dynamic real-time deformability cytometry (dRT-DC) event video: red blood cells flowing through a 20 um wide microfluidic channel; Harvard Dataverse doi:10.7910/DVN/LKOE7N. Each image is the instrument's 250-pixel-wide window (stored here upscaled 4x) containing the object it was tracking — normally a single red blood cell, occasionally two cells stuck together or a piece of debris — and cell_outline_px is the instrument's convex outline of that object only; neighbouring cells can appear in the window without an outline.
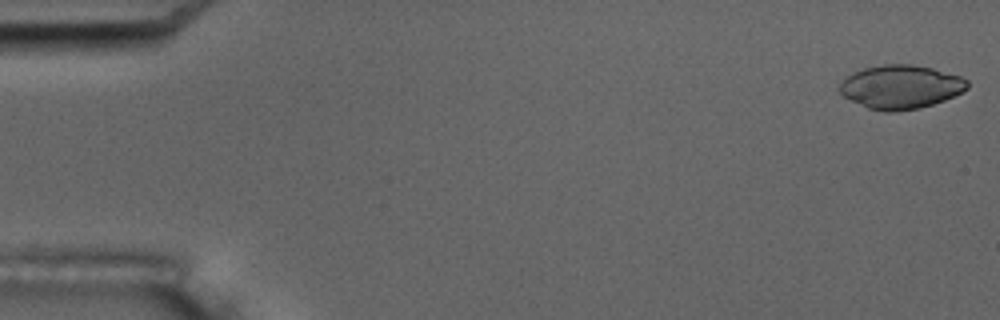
{"species": "common noctule bat (a hibernating species)", "species_latin": "Nyctalus noctula", "temperature_condition": "room temperature", "stored_images_in_passage": 6, "camera_frame_rate_fps": 3000, "um_per_image_px": 0.085, "animal": {"sex": "male", "body_mass_g": 17.5, "forearm_length_mm": 52.3}, "frame": {"image": 1, "passage_image": 1, "time_ms": 0.0, "image_size_px": [1000, 320], "cell_outline_px": [[968, 88], [944, 100], [920, 108], [896, 112], [884, 112], [868, 108], [844, 96], [840, 92], [840, 84], [848, 76], [864, 68], [884, 64], [912, 64], [932, 68], [960, 76], [968, 80]], "centroid_in_image_um": [76.58, 7.39], "position_along_channel_um": 8.4, "area_um2": 32.19}}